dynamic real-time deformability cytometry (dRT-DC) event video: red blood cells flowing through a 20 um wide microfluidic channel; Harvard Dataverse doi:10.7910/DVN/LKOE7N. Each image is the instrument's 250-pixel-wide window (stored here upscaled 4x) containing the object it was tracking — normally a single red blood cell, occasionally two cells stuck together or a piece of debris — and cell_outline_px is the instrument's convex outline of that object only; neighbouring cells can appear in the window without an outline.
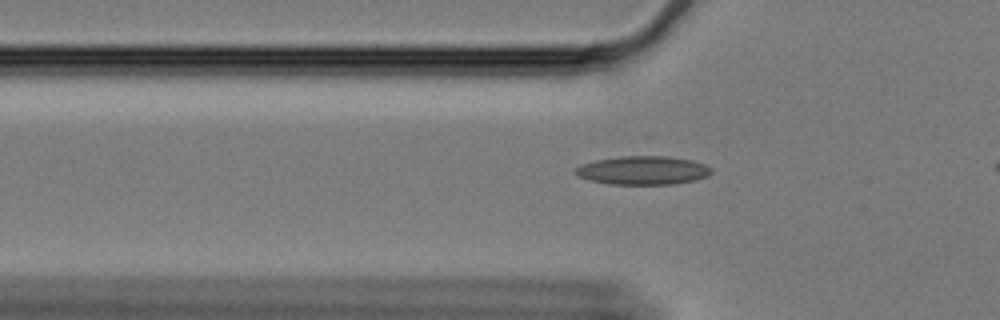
{"species": "Egyptian fruit bat (a non-hibernating species)", "species_latin": "Rousettus aegyptiacus", "temperature_condition": "cold", "stored_images_in_passage": 49, "camera_frame_rate_fps": 3000, "um_per_image_px": 0.085, "animal": {"sex": "female"}, "frame": {"image": 1, "passage_image": 16, "time_ms": 5.0, "image_size_px": [1000, 320], "cell_outline_px": [[712, 172], [708, 176], [696, 180], [672, 184], [608, 184], [588, 180], [576, 176], [572, 172], [580, 164], [596, 160], [620, 156], [668, 156], [692, 160], [704, 164], [712, 168]], "centroid_in_image_um": [54.62, 14.48], "position_along_channel_um": 71.2, "area_um2": 22.89}}
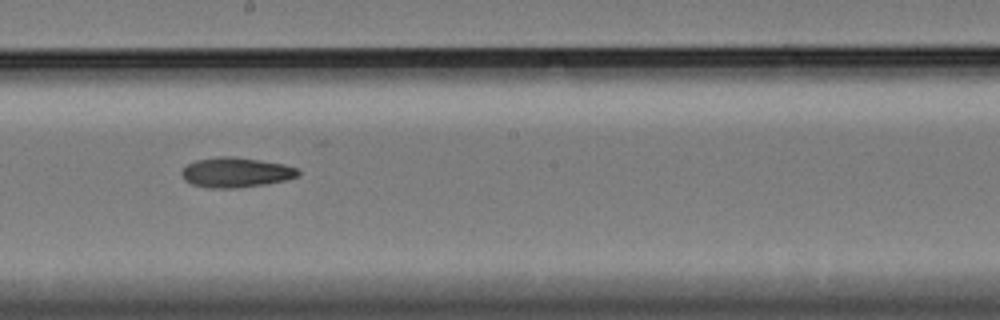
{"frame": {"image": 2, "passage_image": 30, "time_ms": 9.667, "image_size_px": [1000, 320], "cell_outline_px": [[300, 176], [284, 180], [264, 184], [236, 188], [208, 188], [192, 184], [184, 180], [180, 172], [188, 164], [196, 160], [220, 156], [232, 156], [260, 160], [284, 164], [296, 168], [300, 172]], "centroid_in_image_um": [20.04, 14.65], "position_along_channel_um": 228.2, "area_um2": 20.29}}
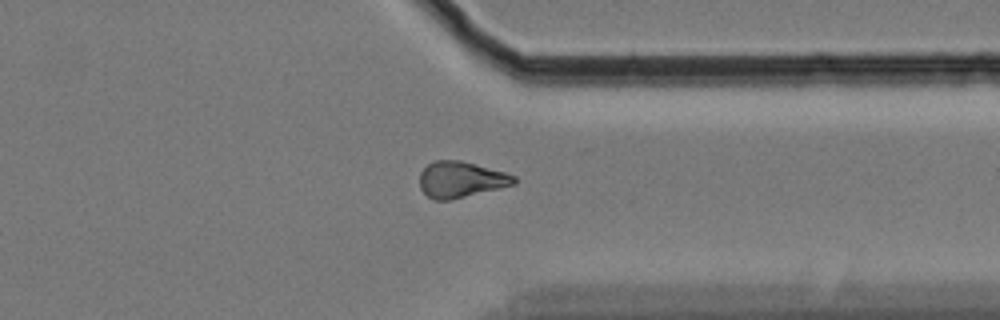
{"frame": {"image": 3, "passage_image": 43, "time_ms": 14.0, "image_size_px": [1000, 320], "cell_outline_px": [[516, 184], [500, 188], [448, 200], [436, 200], [428, 196], [420, 188], [420, 172], [432, 160], [460, 160], [476, 164], [504, 172], [516, 176]], "centroid_in_image_um": [39.17, 15.25], "position_along_channel_um": 372.2, "area_um2": 19.71}}